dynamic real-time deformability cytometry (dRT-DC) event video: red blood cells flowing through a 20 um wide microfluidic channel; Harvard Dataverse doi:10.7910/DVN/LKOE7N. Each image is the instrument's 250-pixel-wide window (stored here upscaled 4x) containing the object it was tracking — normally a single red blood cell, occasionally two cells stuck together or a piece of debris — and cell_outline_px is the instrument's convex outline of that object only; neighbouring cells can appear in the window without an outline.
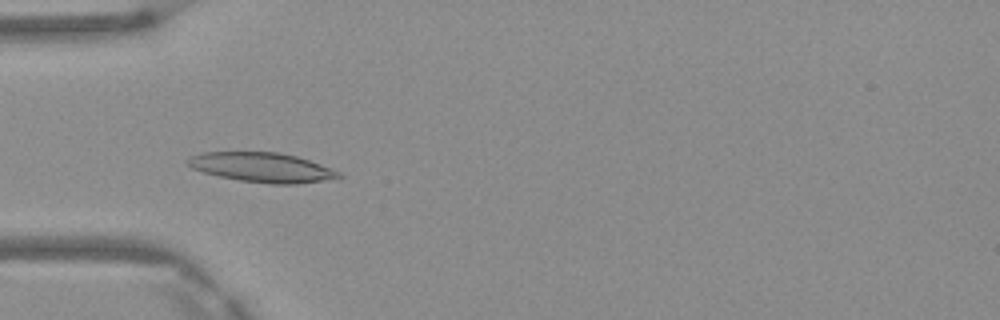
{"species": "Egyptian fruit bat (a non-hibernating species)", "species_latin": "Rousettus aegyptiacus", "temperature_condition": "warm", "stored_images_in_passage": 7, "camera_frame_rate_fps": 3000, "um_per_image_px": 0.085, "frame": {"image": 1, "passage_image": 5, "time_ms": 1.333, "image_size_px": [1000, 320], "cell_outline_px": [[344, 176], [296, 184], [268, 184], [240, 180], [220, 176], [204, 172], [192, 168], [184, 164], [184, 160], [200, 152], [280, 152], [296, 156], [332, 168], [340, 172]], "centroid_in_image_um": [22.22, 14.22], "position_along_channel_um": 62.8, "area_um2": 25.95}}
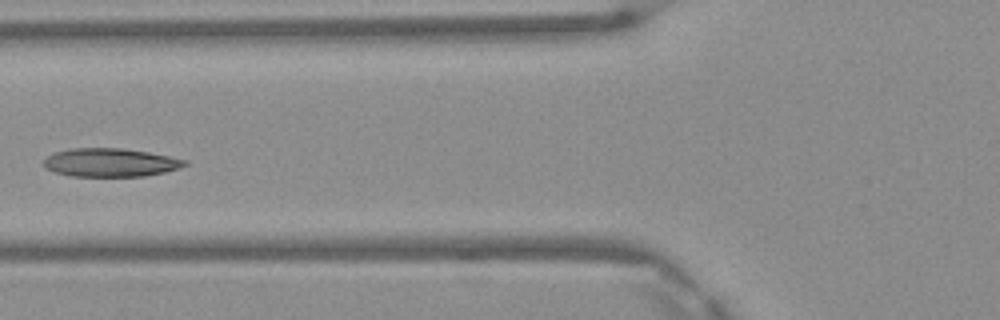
{"frame": {"image": 2, "passage_image": 6, "time_ms": 1.667, "image_size_px": [1000, 320], "cell_outline_px": [[188, 164], [180, 168], [164, 172], [144, 176], [72, 176], [56, 172], [44, 168], [44, 160], [48, 156], [56, 152], [72, 148], [120, 148], [148, 152], [188, 160]], "centroid_in_image_um": [9.4, 13.81], "position_along_channel_um": 116.4, "area_um2": 23.24}}
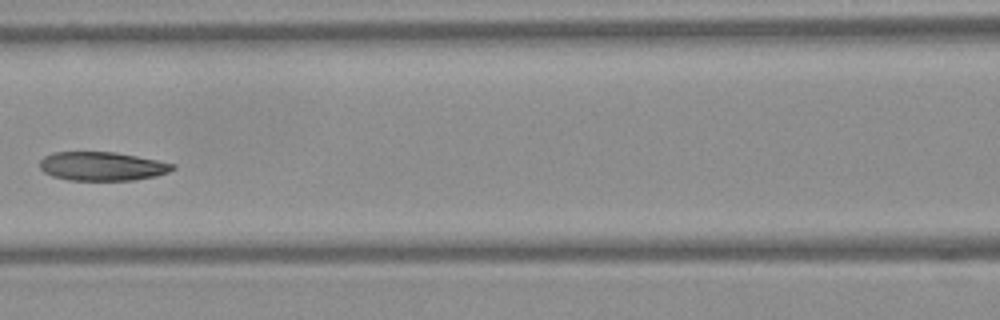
{"frame": {"image": 3, "passage_image": 7, "time_ms": 2.0, "image_size_px": [1000, 320], "cell_outline_px": [[176, 168], [168, 172], [156, 176], [132, 180], [68, 180], [52, 176], [44, 172], [40, 168], [40, 160], [44, 156], [56, 152], [116, 152], [176, 164]], "centroid_in_image_um": [8.68, 14.13], "position_along_channel_um": 157.9, "area_um2": 22.25}}